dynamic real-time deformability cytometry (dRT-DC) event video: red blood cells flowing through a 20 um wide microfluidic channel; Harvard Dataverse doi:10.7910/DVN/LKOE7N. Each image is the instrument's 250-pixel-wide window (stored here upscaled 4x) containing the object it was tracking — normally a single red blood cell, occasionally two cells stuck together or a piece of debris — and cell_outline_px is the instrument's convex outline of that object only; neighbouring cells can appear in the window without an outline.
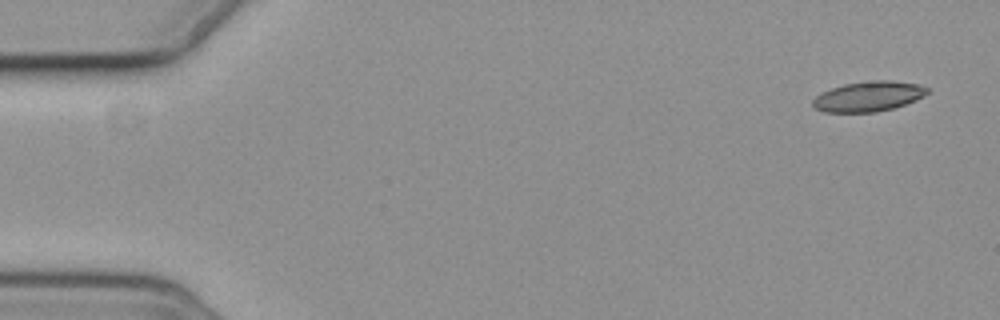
{"species": "common noctule bat (a hibernating species)", "species_latin": "Nyctalus noctula", "temperature_condition": "cold", "stored_images_in_passage": 3, "camera_frame_rate_fps": 3000, "um_per_image_px": 0.085, "animal": {"sex": "female", "body_mass_g": 19.3, "forearm_length_mm": 54.1}, "frame": {"image": 1, "passage_image": 1, "time_ms": 0.0, "image_size_px": [1000, 320], "cell_outline_px": [[928, 92], [924, 96], [916, 100], [892, 108], [876, 112], [824, 112], [816, 108], [812, 104], [812, 100], [820, 92], [844, 84], [876, 80], [888, 80], [920, 84], [928, 88]], "centroid_in_image_um": [73.81, 8.19], "position_along_channel_um": 11.2, "area_um2": 20.0}}